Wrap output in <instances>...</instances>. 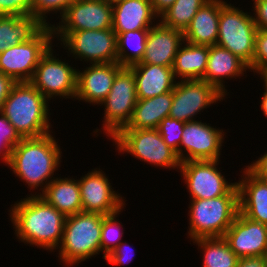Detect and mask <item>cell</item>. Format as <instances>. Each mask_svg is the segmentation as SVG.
<instances>
[{
	"instance_id": "cell-37",
	"label": "cell",
	"mask_w": 267,
	"mask_h": 267,
	"mask_svg": "<svg viewBox=\"0 0 267 267\" xmlns=\"http://www.w3.org/2000/svg\"><path fill=\"white\" fill-rule=\"evenodd\" d=\"M32 14V0H0V15L25 16Z\"/></svg>"
},
{
	"instance_id": "cell-40",
	"label": "cell",
	"mask_w": 267,
	"mask_h": 267,
	"mask_svg": "<svg viewBox=\"0 0 267 267\" xmlns=\"http://www.w3.org/2000/svg\"><path fill=\"white\" fill-rule=\"evenodd\" d=\"M251 163L247 167L257 176L267 181V151Z\"/></svg>"
},
{
	"instance_id": "cell-8",
	"label": "cell",
	"mask_w": 267,
	"mask_h": 267,
	"mask_svg": "<svg viewBox=\"0 0 267 267\" xmlns=\"http://www.w3.org/2000/svg\"><path fill=\"white\" fill-rule=\"evenodd\" d=\"M53 36L69 57L85 61L87 65L117 62V35L112 28L53 32Z\"/></svg>"
},
{
	"instance_id": "cell-18",
	"label": "cell",
	"mask_w": 267,
	"mask_h": 267,
	"mask_svg": "<svg viewBox=\"0 0 267 267\" xmlns=\"http://www.w3.org/2000/svg\"><path fill=\"white\" fill-rule=\"evenodd\" d=\"M89 65L82 71L77 69L75 99L98 107L110 92L122 66L118 62Z\"/></svg>"
},
{
	"instance_id": "cell-29",
	"label": "cell",
	"mask_w": 267,
	"mask_h": 267,
	"mask_svg": "<svg viewBox=\"0 0 267 267\" xmlns=\"http://www.w3.org/2000/svg\"><path fill=\"white\" fill-rule=\"evenodd\" d=\"M192 242L202 251V267H236L239 258L224 237L199 238Z\"/></svg>"
},
{
	"instance_id": "cell-15",
	"label": "cell",
	"mask_w": 267,
	"mask_h": 267,
	"mask_svg": "<svg viewBox=\"0 0 267 267\" xmlns=\"http://www.w3.org/2000/svg\"><path fill=\"white\" fill-rule=\"evenodd\" d=\"M108 177L95 168L78 179L82 212L109 215L126 207L127 200L114 190Z\"/></svg>"
},
{
	"instance_id": "cell-9",
	"label": "cell",
	"mask_w": 267,
	"mask_h": 267,
	"mask_svg": "<svg viewBox=\"0 0 267 267\" xmlns=\"http://www.w3.org/2000/svg\"><path fill=\"white\" fill-rule=\"evenodd\" d=\"M137 103L134 73L129 67H122L114 79L107 97L99 105L104 110L103 134L112 139L126 127Z\"/></svg>"
},
{
	"instance_id": "cell-10",
	"label": "cell",
	"mask_w": 267,
	"mask_h": 267,
	"mask_svg": "<svg viewBox=\"0 0 267 267\" xmlns=\"http://www.w3.org/2000/svg\"><path fill=\"white\" fill-rule=\"evenodd\" d=\"M53 27L45 26L32 40L0 54V72L15 82H30L40 58L54 45Z\"/></svg>"
},
{
	"instance_id": "cell-16",
	"label": "cell",
	"mask_w": 267,
	"mask_h": 267,
	"mask_svg": "<svg viewBox=\"0 0 267 267\" xmlns=\"http://www.w3.org/2000/svg\"><path fill=\"white\" fill-rule=\"evenodd\" d=\"M113 5L106 0H75L67 8L53 32L104 30L112 28Z\"/></svg>"
},
{
	"instance_id": "cell-6",
	"label": "cell",
	"mask_w": 267,
	"mask_h": 267,
	"mask_svg": "<svg viewBox=\"0 0 267 267\" xmlns=\"http://www.w3.org/2000/svg\"><path fill=\"white\" fill-rule=\"evenodd\" d=\"M242 7L221 0L217 45L241 59L252 72L257 26L254 16Z\"/></svg>"
},
{
	"instance_id": "cell-31",
	"label": "cell",
	"mask_w": 267,
	"mask_h": 267,
	"mask_svg": "<svg viewBox=\"0 0 267 267\" xmlns=\"http://www.w3.org/2000/svg\"><path fill=\"white\" fill-rule=\"evenodd\" d=\"M210 0H176L159 21L167 27L182 31L189 27L197 11Z\"/></svg>"
},
{
	"instance_id": "cell-4",
	"label": "cell",
	"mask_w": 267,
	"mask_h": 267,
	"mask_svg": "<svg viewBox=\"0 0 267 267\" xmlns=\"http://www.w3.org/2000/svg\"><path fill=\"white\" fill-rule=\"evenodd\" d=\"M102 214L80 212L66 217L63 238L57 252L60 263L74 266L101 253ZM87 259V260H86Z\"/></svg>"
},
{
	"instance_id": "cell-42",
	"label": "cell",
	"mask_w": 267,
	"mask_h": 267,
	"mask_svg": "<svg viewBox=\"0 0 267 267\" xmlns=\"http://www.w3.org/2000/svg\"><path fill=\"white\" fill-rule=\"evenodd\" d=\"M236 267H267L265 256L239 258Z\"/></svg>"
},
{
	"instance_id": "cell-13",
	"label": "cell",
	"mask_w": 267,
	"mask_h": 267,
	"mask_svg": "<svg viewBox=\"0 0 267 267\" xmlns=\"http://www.w3.org/2000/svg\"><path fill=\"white\" fill-rule=\"evenodd\" d=\"M227 99L215 86L202 79L177 81L169 117L179 121H195L200 112Z\"/></svg>"
},
{
	"instance_id": "cell-5",
	"label": "cell",
	"mask_w": 267,
	"mask_h": 267,
	"mask_svg": "<svg viewBox=\"0 0 267 267\" xmlns=\"http://www.w3.org/2000/svg\"><path fill=\"white\" fill-rule=\"evenodd\" d=\"M188 238L224 237L239 212V193L213 199H190Z\"/></svg>"
},
{
	"instance_id": "cell-22",
	"label": "cell",
	"mask_w": 267,
	"mask_h": 267,
	"mask_svg": "<svg viewBox=\"0 0 267 267\" xmlns=\"http://www.w3.org/2000/svg\"><path fill=\"white\" fill-rule=\"evenodd\" d=\"M158 21L150 0H124L113 5L112 30L116 34L149 30Z\"/></svg>"
},
{
	"instance_id": "cell-27",
	"label": "cell",
	"mask_w": 267,
	"mask_h": 267,
	"mask_svg": "<svg viewBox=\"0 0 267 267\" xmlns=\"http://www.w3.org/2000/svg\"><path fill=\"white\" fill-rule=\"evenodd\" d=\"M45 25L33 14L0 15V54L14 45L32 40Z\"/></svg>"
},
{
	"instance_id": "cell-2",
	"label": "cell",
	"mask_w": 267,
	"mask_h": 267,
	"mask_svg": "<svg viewBox=\"0 0 267 267\" xmlns=\"http://www.w3.org/2000/svg\"><path fill=\"white\" fill-rule=\"evenodd\" d=\"M61 158L60 145L50 132L40 137L22 138L12 150L8 167L32 192L37 190L29 196H40L55 178Z\"/></svg>"
},
{
	"instance_id": "cell-34",
	"label": "cell",
	"mask_w": 267,
	"mask_h": 267,
	"mask_svg": "<svg viewBox=\"0 0 267 267\" xmlns=\"http://www.w3.org/2000/svg\"><path fill=\"white\" fill-rule=\"evenodd\" d=\"M73 1L75 0H32V14L45 26H53L48 21V14L52 13L54 15L55 13L57 15V13H60L58 18H61Z\"/></svg>"
},
{
	"instance_id": "cell-35",
	"label": "cell",
	"mask_w": 267,
	"mask_h": 267,
	"mask_svg": "<svg viewBox=\"0 0 267 267\" xmlns=\"http://www.w3.org/2000/svg\"><path fill=\"white\" fill-rule=\"evenodd\" d=\"M185 122L172 117H165L158 125L157 130L163 141L176 152L179 158V146Z\"/></svg>"
},
{
	"instance_id": "cell-36",
	"label": "cell",
	"mask_w": 267,
	"mask_h": 267,
	"mask_svg": "<svg viewBox=\"0 0 267 267\" xmlns=\"http://www.w3.org/2000/svg\"><path fill=\"white\" fill-rule=\"evenodd\" d=\"M263 65H267V29L258 28L252 60L253 73L255 74Z\"/></svg>"
},
{
	"instance_id": "cell-26",
	"label": "cell",
	"mask_w": 267,
	"mask_h": 267,
	"mask_svg": "<svg viewBox=\"0 0 267 267\" xmlns=\"http://www.w3.org/2000/svg\"><path fill=\"white\" fill-rule=\"evenodd\" d=\"M173 91L148 99H137L130 122L122 129H157L169 116Z\"/></svg>"
},
{
	"instance_id": "cell-12",
	"label": "cell",
	"mask_w": 267,
	"mask_h": 267,
	"mask_svg": "<svg viewBox=\"0 0 267 267\" xmlns=\"http://www.w3.org/2000/svg\"><path fill=\"white\" fill-rule=\"evenodd\" d=\"M221 160L181 162L180 172L191 199H213L239 193L237 182H228L218 164Z\"/></svg>"
},
{
	"instance_id": "cell-30",
	"label": "cell",
	"mask_w": 267,
	"mask_h": 267,
	"mask_svg": "<svg viewBox=\"0 0 267 267\" xmlns=\"http://www.w3.org/2000/svg\"><path fill=\"white\" fill-rule=\"evenodd\" d=\"M148 32L149 30H136L116 34L117 62L122 67H130L141 62L145 53Z\"/></svg>"
},
{
	"instance_id": "cell-3",
	"label": "cell",
	"mask_w": 267,
	"mask_h": 267,
	"mask_svg": "<svg viewBox=\"0 0 267 267\" xmlns=\"http://www.w3.org/2000/svg\"><path fill=\"white\" fill-rule=\"evenodd\" d=\"M49 104L30 82H16L1 112L22 138L40 137L53 131Z\"/></svg>"
},
{
	"instance_id": "cell-32",
	"label": "cell",
	"mask_w": 267,
	"mask_h": 267,
	"mask_svg": "<svg viewBox=\"0 0 267 267\" xmlns=\"http://www.w3.org/2000/svg\"><path fill=\"white\" fill-rule=\"evenodd\" d=\"M124 209L125 208L123 207L116 213L103 216L100 245L104 259L122 242V237L125 232L122 230L123 225L117 217Z\"/></svg>"
},
{
	"instance_id": "cell-44",
	"label": "cell",
	"mask_w": 267,
	"mask_h": 267,
	"mask_svg": "<svg viewBox=\"0 0 267 267\" xmlns=\"http://www.w3.org/2000/svg\"><path fill=\"white\" fill-rule=\"evenodd\" d=\"M258 76L261 78L263 82V87L267 89V65H263L257 72Z\"/></svg>"
},
{
	"instance_id": "cell-1",
	"label": "cell",
	"mask_w": 267,
	"mask_h": 267,
	"mask_svg": "<svg viewBox=\"0 0 267 267\" xmlns=\"http://www.w3.org/2000/svg\"><path fill=\"white\" fill-rule=\"evenodd\" d=\"M11 206L9 217L18 241L49 252L57 251L66 220L63 213L40 196L26 195Z\"/></svg>"
},
{
	"instance_id": "cell-43",
	"label": "cell",
	"mask_w": 267,
	"mask_h": 267,
	"mask_svg": "<svg viewBox=\"0 0 267 267\" xmlns=\"http://www.w3.org/2000/svg\"><path fill=\"white\" fill-rule=\"evenodd\" d=\"M176 0H150L154 13L160 17Z\"/></svg>"
},
{
	"instance_id": "cell-41",
	"label": "cell",
	"mask_w": 267,
	"mask_h": 267,
	"mask_svg": "<svg viewBox=\"0 0 267 267\" xmlns=\"http://www.w3.org/2000/svg\"><path fill=\"white\" fill-rule=\"evenodd\" d=\"M15 83L16 82L12 78L0 72V112L2 110L6 98L8 97V94L11 91V88Z\"/></svg>"
},
{
	"instance_id": "cell-28",
	"label": "cell",
	"mask_w": 267,
	"mask_h": 267,
	"mask_svg": "<svg viewBox=\"0 0 267 267\" xmlns=\"http://www.w3.org/2000/svg\"><path fill=\"white\" fill-rule=\"evenodd\" d=\"M209 55V46L195 45L184 41L175 56L172 66L177 81L198 80L205 75Z\"/></svg>"
},
{
	"instance_id": "cell-23",
	"label": "cell",
	"mask_w": 267,
	"mask_h": 267,
	"mask_svg": "<svg viewBox=\"0 0 267 267\" xmlns=\"http://www.w3.org/2000/svg\"><path fill=\"white\" fill-rule=\"evenodd\" d=\"M135 78L137 99H148L173 91L176 79L172 67L136 63L129 67Z\"/></svg>"
},
{
	"instance_id": "cell-11",
	"label": "cell",
	"mask_w": 267,
	"mask_h": 267,
	"mask_svg": "<svg viewBox=\"0 0 267 267\" xmlns=\"http://www.w3.org/2000/svg\"><path fill=\"white\" fill-rule=\"evenodd\" d=\"M52 45L40 58L30 83L50 102L51 99H74L76 95L77 69L57 58ZM63 60V61H62ZM72 66V67H71Z\"/></svg>"
},
{
	"instance_id": "cell-20",
	"label": "cell",
	"mask_w": 267,
	"mask_h": 267,
	"mask_svg": "<svg viewBox=\"0 0 267 267\" xmlns=\"http://www.w3.org/2000/svg\"><path fill=\"white\" fill-rule=\"evenodd\" d=\"M241 173V179L237 181L239 212L250 220L267 225V181L247 166Z\"/></svg>"
},
{
	"instance_id": "cell-14",
	"label": "cell",
	"mask_w": 267,
	"mask_h": 267,
	"mask_svg": "<svg viewBox=\"0 0 267 267\" xmlns=\"http://www.w3.org/2000/svg\"><path fill=\"white\" fill-rule=\"evenodd\" d=\"M225 134V130L202 120L185 122L179 146L180 162L221 160Z\"/></svg>"
},
{
	"instance_id": "cell-45",
	"label": "cell",
	"mask_w": 267,
	"mask_h": 267,
	"mask_svg": "<svg viewBox=\"0 0 267 267\" xmlns=\"http://www.w3.org/2000/svg\"><path fill=\"white\" fill-rule=\"evenodd\" d=\"M263 95L261 94V104H260V109L263 112V115L266 116L267 118V89L264 88V92H262Z\"/></svg>"
},
{
	"instance_id": "cell-38",
	"label": "cell",
	"mask_w": 267,
	"mask_h": 267,
	"mask_svg": "<svg viewBox=\"0 0 267 267\" xmlns=\"http://www.w3.org/2000/svg\"><path fill=\"white\" fill-rule=\"evenodd\" d=\"M127 241H122L114 250H112L105 258V261H107V264L114 266H122L130 263L134 258L132 255V247L131 245H128ZM128 248V249H127ZM129 252L131 253V256L129 255Z\"/></svg>"
},
{
	"instance_id": "cell-25",
	"label": "cell",
	"mask_w": 267,
	"mask_h": 267,
	"mask_svg": "<svg viewBox=\"0 0 267 267\" xmlns=\"http://www.w3.org/2000/svg\"><path fill=\"white\" fill-rule=\"evenodd\" d=\"M66 217L82 212L78 179L55 177L40 195Z\"/></svg>"
},
{
	"instance_id": "cell-19",
	"label": "cell",
	"mask_w": 267,
	"mask_h": 267,
	"mask_svg": "<svg viewBox=\"0 0 267 267\" xmlns=\"http://www.w3.org/2000/svg\"><path fill=\"white\" fill-rule=\"evenodd\" d=\"M183 42L182 31L164 26L158 21L149 29L145 53L139 63L172 67L176 53Z\"/></svg>"
},
{
	"instance_id": "cell-46",
	"label": "cell",
	"mask_w": 267,
	"mask_h": 267,
	"mask_svg": "<svg viewBox=\"0 0 267 267\" xmlns=\"http://www.w3.org/2000/svg\"><path fill=\"white\" fill-rule=\"evenodd\" d=\"M108 1L111 5H115L118 2L124 1V0H106Z\"/></svg>"
},
{
	"instance_id": "cell-21",
	"label": "cell",
	"mask_w": 267,
	"mask_h": 267,
	"mask_svg": "<svg viewBox=\"0 0 267 267\" xmlns=\"http://www.w3.org/2000/svg\"><path fill=\"white\" fill-rule=\"evenodd\" d=\"M248 66L229 50L217 44L209 46L207 68L202 80L215 86L224 96L230 93L225 89V79L247 76ZM245 72V73H244ZM229 78V79H228Z\"/></svg>"
},
{
	"instance_id": "cell-39",
	"label": "cell",
	"mask_w": 267,
	"mask_h": 267,
	"mask_svg": "<svg viewBox=\"0 0 267 267\" xmlns=\"http://www.w3.org/2000/svg\"><path fill=\"white\" fill-rule=\"evenodd\" d=\"M254 22L257 28L267 29V0H251Z\"/></svg>"
},
{
	"instance_id": "cell-17",
	"label": "cell",
	"mask_w": 267,
	"mask_h": 267,
	"mask_svg": "<svg viewBox=\"0 0 267 267\" xmlns=\"http://www.w3.org/2000/svg\"><path fill=\"white\" fill-rule=\"evenodd\" d=\"M224 238L238 258L266 256L267 225L250 220L240 212Z\"/></svg>"
},
{
	"instance_id": "cell-24",
	"label": "cell",
	"mask_w": 267,
	"mask_h": 267,
	"mask_svg": "<svg viewBox=\"0 0 267 267\" xmlns=\"http://www.w3.org/2000/svg\"><path fill=\"white\" fill-rule=\"evenodd\" d=\"M221 0H210L202 6L183 33L184 41L195 45L217 44Z\"/></svg>"
},
{
	"instance_id": "cell-7",
	"label": "cell",
	"mask_w": 267,
	"mask_h": 267,
	"mask_svg": "<svg viewBox=\"0 0 267 267\" xmlns=\"http://www.w3.org/2000/svg\"><path fill=\"white\" fill-rule=\"evenodd\" d=\"M112 139L119 155L127 153L161 169H180L176 152L163 141L157 129H121Z\"/></svg>"
},
{
	"instance_id": "cell-33",
	"label": "cell",
	"mask_w": 267,
	"mask_h": 267,
	"mask_svg": "<svg viewBox=\"0 0 267 267\" xmlns=\"http://www.w3.org/2000/svg\"><path fill=\"white\" fill-rule=\"evenodd\" d=\"M22 140L6 116L0 112V158L5 165L10 162L14 146Z\"/></svg>"
}]
</instances>
